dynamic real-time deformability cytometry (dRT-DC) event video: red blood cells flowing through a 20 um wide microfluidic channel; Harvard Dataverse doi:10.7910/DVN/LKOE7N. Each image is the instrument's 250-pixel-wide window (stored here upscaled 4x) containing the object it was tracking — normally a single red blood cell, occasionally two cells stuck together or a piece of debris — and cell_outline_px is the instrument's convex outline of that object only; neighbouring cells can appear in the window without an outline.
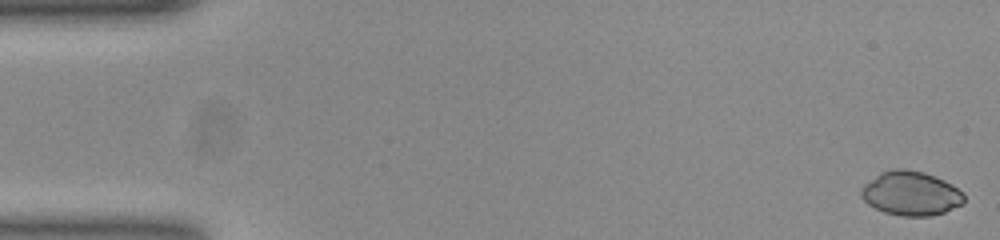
{"species": "common noctule bat (a hibernating species)", "species_latin": "Nyctalus noctula", "temperature_condition": "room temperature", "stored_images_in_passage": 46, "camera_frame_rate_fps": 3000, "um_per_image_px": 0.085, "animal": {"sex": "female", "body_mass_g": 23.0, "forearm_length_mm": 53.4}, "frame": {"image": 1, "passage_image": 1, "time_ms": 0.0, "image_size_px": [1000, 240], "cell_outline_px": [[964, 204], [944, 212], [928, 216], [900, 216], [884, 212], [868, 204], [860, 196], [860, 188], [864, 184], [880, 172], [892, 168], [904, 168], [924, 172], [944, 180], [952, 184], [964, 196]], "centroid_in_image_um": [77.39, 16.43], "position_along_channel_um": 7.6, "area_um2": 26.59}}
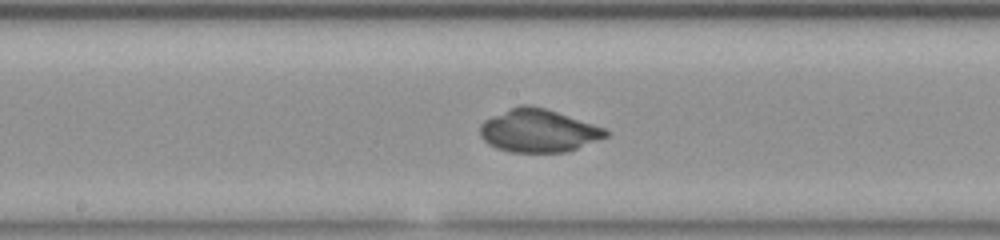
{"frame": {"image": 2, "passage_image": 27, "time_ms": 8.667, "image_size_px": [1000, 240], "cell_outline_px": [[612, 132], [608, 136], [576, 148], [564, 152], [512, 152], [496, 148], [488, 144], [480, 136], [480, 124], [484, 120], [492, 116], [520, 104], [528, 104], [544, 108], [604, 128]], "centroid_in_image_um": [45.73, 11.11], "position_along_channel_um": 202.5, "area_um2": 31.15}}
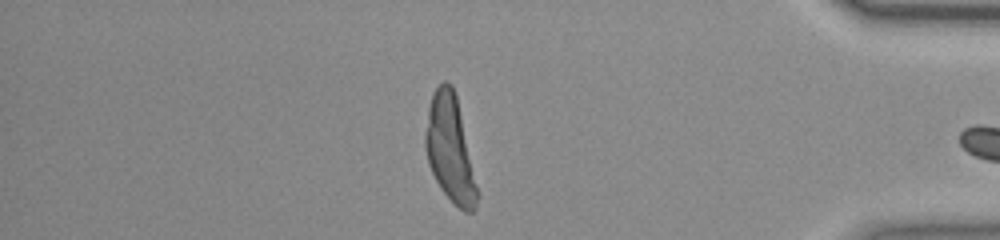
{"frame": {"image": 3, "passage_image": 45, "time_ms": 14.667, "image_size_px": [1000, 240], "cell_outline_px": [[480, 196], [476, 208], [472, 212], [464, 212], [440, 188], [428, 164], [424, 148], [424, 132], [428, 108], [432, 92], [444, 80], [448, 80], [452, 84], [456, 96], [480, 192]], "centroid_in_image_um": [38.26, 12.67], "position_along_channel_um": 396.9, "area_um2": 32.54}}